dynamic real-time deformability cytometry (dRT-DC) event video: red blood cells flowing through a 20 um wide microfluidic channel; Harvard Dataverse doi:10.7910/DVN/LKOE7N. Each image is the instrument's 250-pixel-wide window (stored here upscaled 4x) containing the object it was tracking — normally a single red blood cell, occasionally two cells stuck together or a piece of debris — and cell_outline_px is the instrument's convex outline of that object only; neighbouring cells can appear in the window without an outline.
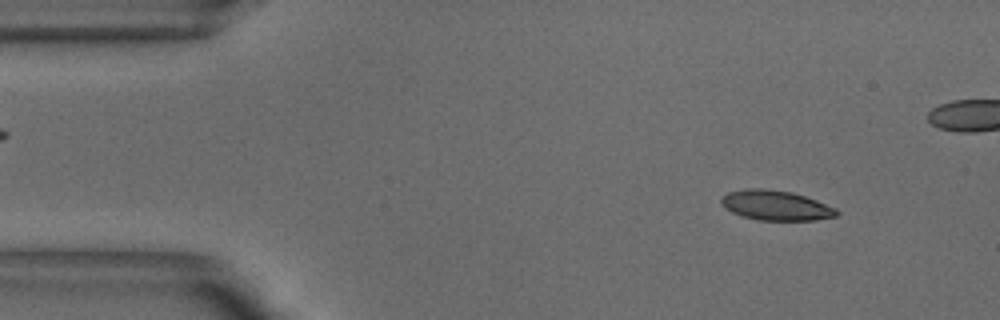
{"species": "common noctule bat (a hibernating species)", "species_latin": "Nyctalus noctula", "temperature_condition": "warm", "stored_images_in_passage": 52, "camera_frame_rate_fps": 3000, "um_per_image_px": 0.085, "animal": {"sex": "male", "body_mass_g": 18.8}, "frame": {"image": 1, "passage_image": 5, "time_ms": 1.333, "image_size_px": [1000, 320], "cell_outline_px": [[840, 212], [836, 216], [816, 220], [756, 220], [732, 212], [724, 208], [720, 204], [720, 200], [728, 192], [744, 188], [764, 188], [792, 192], [816, 200], [836, 208]], "centroid_in_image_um": [65.93, 17.45], "position_along_channel_um": 19.1, "area_um2": 20.17}}
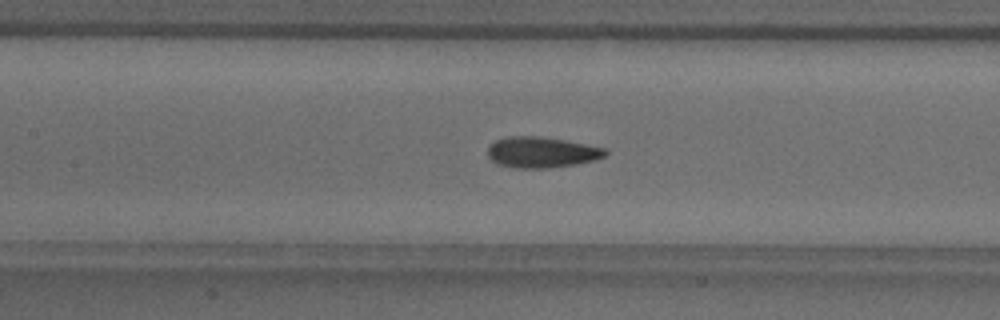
{"frame": {"image": 2, "passage_image": 22, "time_ms": 7.0, "image_size_px": [1000, 320], "cell_outline_px": [[608, 152], [604, 156], [596, 160], [576, 164], [548, 168], [512, 168], [496, 164], [488, 156], [488, 148], [496, 140], [508, 136], [536, 136], [564, 140], [608, 148]], "centroid_in_image_um": [46.05, 12.95], "position_along_channel_um": 161.4, "area_um2": 21.21}}
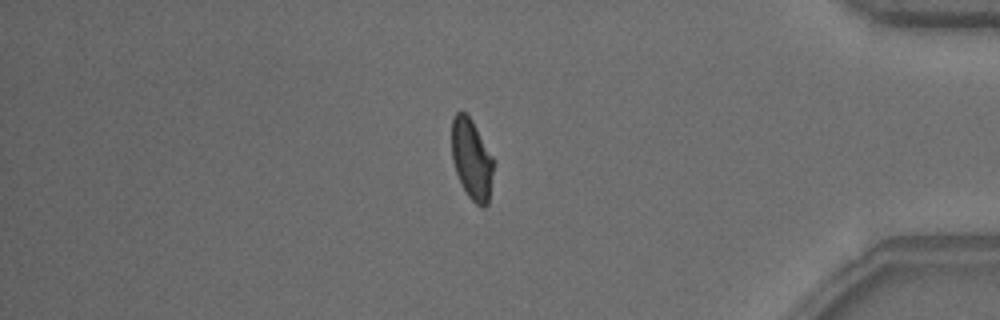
{"frame": {"image": 3, "passage_image": 43, "time_ms": 14.0, "image_size_px": [1000, 320], "cell_outline_px": [[492, 172], [488, 204], [484, 208], [480, 208], [468, 196], [456, 172], [452, 160], [452, 116], [456, 112], [468, 112], [492, 156]], "centroid_in_image_um": [40.07, 13.5], "position_along_channel_um": 395.1, "area_um2": 19.42}, "authors_computed_cell_mechanics": {"area_um2": 20.5479, "velocity_mm_per_s": 3.8384, "shape_relaxation_time_tau1_ms": 4.8844, "shape_relaxation_time_tau2_ms": 1.2409, "deformation_change_tau1": 0.1594, "deformation_change_tau2": 0.0798}}